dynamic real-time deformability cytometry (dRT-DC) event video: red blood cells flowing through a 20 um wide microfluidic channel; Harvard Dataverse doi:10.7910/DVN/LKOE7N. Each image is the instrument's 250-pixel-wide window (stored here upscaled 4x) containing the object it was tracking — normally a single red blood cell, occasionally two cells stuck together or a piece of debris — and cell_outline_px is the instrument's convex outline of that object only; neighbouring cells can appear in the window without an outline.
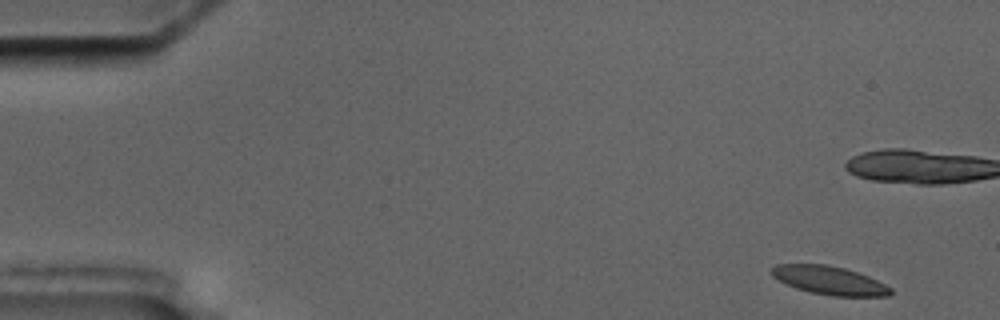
{"species": "common noctule bat (a hibernating species)", "species_latin": "Nyctalus noctula", "temperature_condition": "cold", "stored_images_in_passage": 5, "camera_frame_rate_fps": 3000, "um_per_image_px": 0.085, "animal": {"sex": "male", "body_mass_g": 17.5, "forearm_length_mm": 52.3}, "frame": {"image": 1, "passage_image": 1, "time_ms": 0.0, "image_size_px": [1000, 320], "cell_outline_px": [[892, 292], [888, 296], [832, 296], [812, 292], [796, 288], [772, 276], [772, 268], [776, 264], [824, 264], [844, 268], [868, 276], [892, 288]], "centroid_in_image_um": [70.51, 23.83], "position_along_channel_um": 14.5, "area_um2": 19.42}}